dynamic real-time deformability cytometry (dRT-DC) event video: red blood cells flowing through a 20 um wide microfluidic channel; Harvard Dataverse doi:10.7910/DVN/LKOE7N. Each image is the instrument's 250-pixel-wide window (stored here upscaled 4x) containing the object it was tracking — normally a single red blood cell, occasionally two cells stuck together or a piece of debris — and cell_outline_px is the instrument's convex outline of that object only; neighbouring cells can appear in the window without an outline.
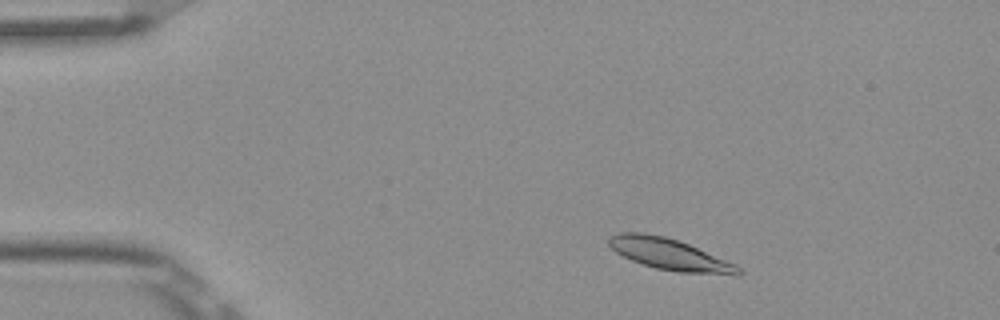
{"species": "Egyptian fruit bat (a non-hibernating species)", "species_latin": "Rousettus aegyptiacus", "temperature_condition": "room temperature", "stored_images_in_passage": 49, "camera_frame_rate_fps": 3000, "um_per_image_px": 0.085, "frame": {"image": 1, "passage_image": 5, "time_ms": 1.333, "image_size_px": [1000, 320], "cell_outline_px": [[744, 272], [740, 276], [736, 276], [676, 272], [656, 268], [632, 260], [616, 252], [608, 244], [608, 236], [620, 232], [640, 232], [664, 236], [688, 244], [736, 264]], "centroid_in_image_um": [56.97, 21.64], "position_along_channel_um": 28.0, "area_um2": 23.81}}
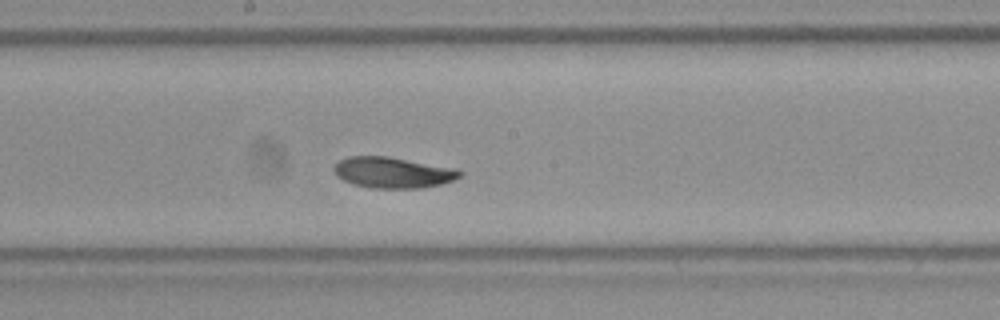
{"frame": {"image": 2, "passage_image": 25, "time_ms": 8.0, "image_size_px": [1000, 320], "cell_outline_px": [[464, 172], [456, 180], [440, 184], [420, 188], [372, 188], [352, 184], [336, 176], [332, 168], [340, 160], [348, 156], [388, 156], [460, 168]], "centroid_in_image_um": [33.44, 14.66], "position_along_channel_um": 214.8, "area_um2": 23.06}}
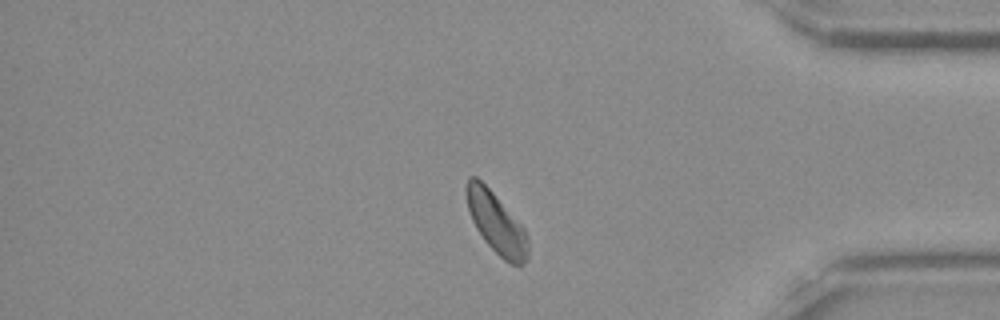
{"frame": {"image": 3, "passage_image": 41, "time_ms": 13.333, "image_size_px": [1000, 320], "cell_outline_px": [[528, 256], [524, 264], [520, 268], [508, 264], [484, 240], [476, 228], [472, 220], [468, 208], [464, 192], [464, 188], [468, 176], [476, 176], [492, 192], [524, 228], [528, 240]], "centroid_in_image_um": [42.17, 18.98], "position_along_channel_um": 393.0, "area_um2": 21.91}, "authors_computed_cell_mechanics": {"area_um2": 22.6576, "velocity_mm_per_s": 3.8101, "shape_relaxation_time_tau1_ms": 6.5135, "shape_relaxation_time_tau2_ms": null, "deformation_change_tau1": 0.1721, "deformation_change_tau2": null}}